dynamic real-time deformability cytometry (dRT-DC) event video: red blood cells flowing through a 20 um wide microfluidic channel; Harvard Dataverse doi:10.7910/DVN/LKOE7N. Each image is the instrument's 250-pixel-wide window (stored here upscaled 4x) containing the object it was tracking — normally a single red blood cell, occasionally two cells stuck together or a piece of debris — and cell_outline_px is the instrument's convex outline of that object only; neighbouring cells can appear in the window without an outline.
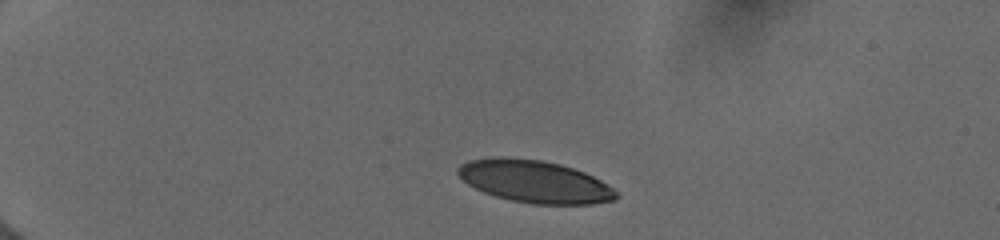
{"species": "human", "species_latin": "Homo sapiens", "temperature_condition": "cold", "stored_images_in_passage": 18, "camera_frame_rate_fps": 3000, "um_per_image_px": 0.085, "donor": {"sex": "female"}, "frame": {"image": 1, "passage_image": 1, "time_ms": 0.0, "image_size_px": [1000, 240], "cell_outline_px": [[620, 196], [616, 200], [592, 204], [532, 204], [512, 200], [496, 196], [484, 192], [468, 184], [456, 172], [456, 168], [460, 164], [468, 160], [492, 156], [508, 156], [544, 160], [560, 164], [584, 172], [608, 184]], "centroid_in_image_um": [45.43, 15.41], "position_along_channel_um": 39.6, "area_um2": 39.36}}